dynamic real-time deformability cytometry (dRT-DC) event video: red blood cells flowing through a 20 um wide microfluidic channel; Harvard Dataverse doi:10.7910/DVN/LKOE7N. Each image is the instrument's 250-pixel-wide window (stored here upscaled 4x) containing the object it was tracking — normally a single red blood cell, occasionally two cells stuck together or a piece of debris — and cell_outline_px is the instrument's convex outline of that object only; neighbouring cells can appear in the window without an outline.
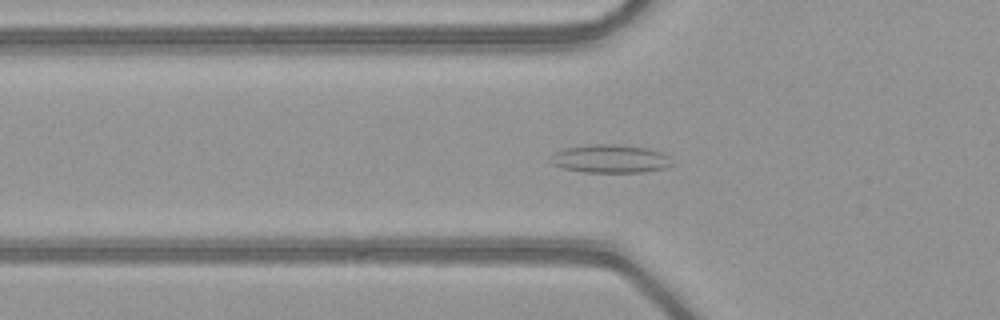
{"species": "common noctule bat (a hibernating species)", "species_latin": "Nyctalus noctula", "temperature_condition": "warm", "stored_images_in_passage": 52, "camera_frame_rate_fps": 3000, "um_per_image_px": 0.085, "animal": {"sex": "female", "body_mass_g": 21.9}, "frame": {"image": 1, "passage_image": 19, "time_ms": 6.0, "image_size_px": [1000, 320], "cell_outline_px": [[672, 164], [664, 168], [644, 172], [584, 172], [564, 168], [552, 164], [548, 160], [552, 152], [564, 148], [588, 144], [616, 144], [648, 148], [660, 152], [668, 156]], "centroid_in_image_um": [51.8, 13.48], "position_along_channel_um": 74.0, "area_um2": 20.11}}
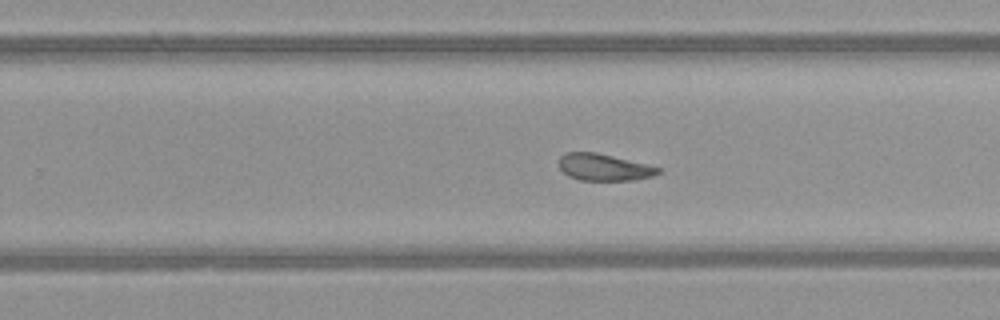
{"frame": {"image": 2, "passage_image": 34, "time_ms": 11.0, "image_size_px": [1000, 320], "cell_outline_px": [[660, 172], [652, 176], [632, 180], [580, 180], [568, 176], [560, 168], [560, 156], [564, 152], [596, 152], [648, 164], [660, 168]], "centroid_in_image_um": [51.32, 14.21], "position_along_channel_um": 278.5, "area_um2": 15.43}}
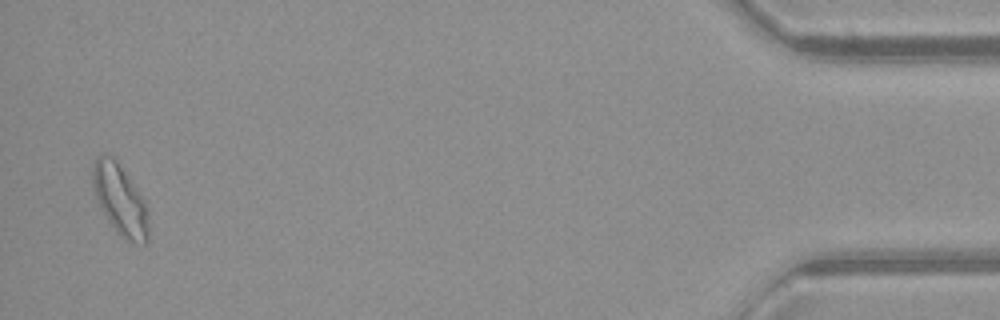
{"frame": {"image": 3, "passage_image": 51, "time_ms": 16.667, "image_size_px": [1000, 320], "cell_outline_px": [[148, 244], [144, 244], [128, 240], [120, 236], [116, 232], [108, 220], [96, 200], [92, 188], [92, 164], [96, 156], [100, 152], [104, 152], [112, 156], [116, 160], [140, 196], [148, 212]], "centroid_in_image_um": [10.15, 16.96], "position_along_channel_um": 425.1, "area_um2": 22.83}, "authors_computed_cell_mechanics": {"area_um2": 18.6405, "velocity_mm_per_s": 4.0584, "shape_relaxation_time_tau1_ms": null, "shape_relaxation_time_tau2_ms": 2.9004, "deformation_change_tau1": null, "deformation_change_tau2": 0.094}}